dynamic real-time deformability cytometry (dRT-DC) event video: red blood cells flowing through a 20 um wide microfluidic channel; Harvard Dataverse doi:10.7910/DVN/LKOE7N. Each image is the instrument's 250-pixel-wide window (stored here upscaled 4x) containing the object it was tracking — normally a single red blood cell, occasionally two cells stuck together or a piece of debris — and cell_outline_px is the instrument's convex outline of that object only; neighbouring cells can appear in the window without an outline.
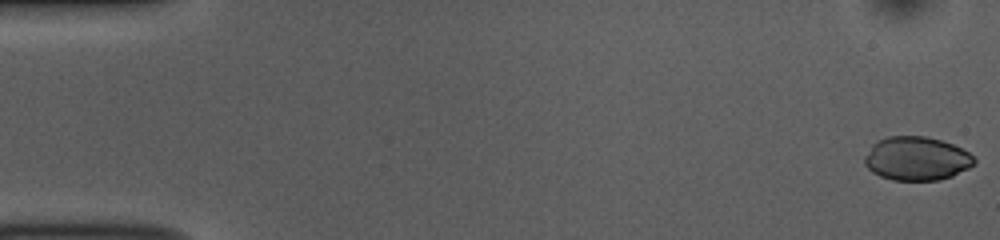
{"species": "common noctule bat (a hibernating species)", "species_latin": "Nyctalus noctula", "temperature_condition": "room temperature", "stored_images_in_passage": 52, "camera_frame_rate_fps": 3000, "um_per_image_px": 0.085, "animal": {"sex": "female", "body_mass_g": 10.0, "forearm_length_mm": 53.1}, "frame": {"image": 1, "passage_image": 1, "time_ms": 0.0, "image_size_px": [1000, 240], "cell_outline_px": [[976, 160], [968, 168], [952, 176], [940, 180], [892, 180], [880, 176], [872, 172], [864, 164], [864, 156], [872, 144], [876, 140], [888, 136], [924, 136], [940, 140], [952, 144], [968, 152]], "centroid_in_image_um": [77.86, 13.48], "position_along_channel_um": 7.1, "area_um2": 27.92}}
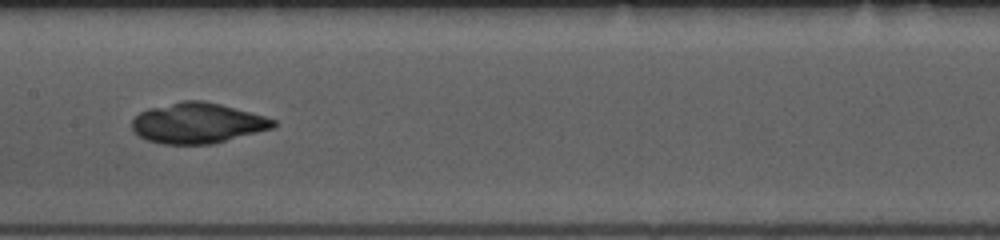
{"frame": {"image": 2, "passage_image": 26, "time_ms": 8.333, "image_size_px": [1000, 240], "cell_outline_px": [[276, 124], [272, 128], [212, 144], [160, 144], [144, 140], [132, 132], [132, 120], [140, 112], [148, 108], [184, 100], [204, 100], [220, 104], [264, 116], [276, 120]], "centroid_in_image_um": [16.73, 10.47], "position_along_channel_um": 190.7, "area_um2": 33.35}}
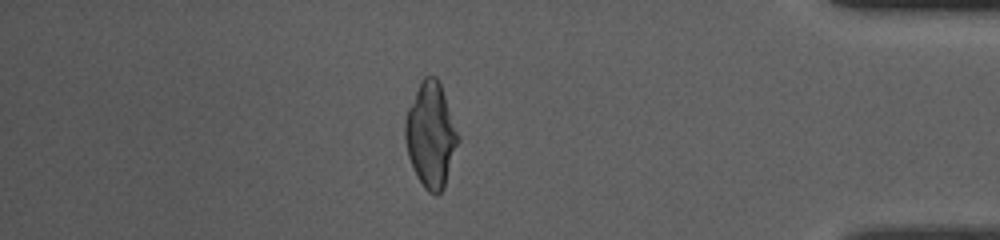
{"frame": {"image": 3, "passage_image": 45, "time_ms": 14.667, "image_size_px": [1000, 240], "cell_outline_px": [[460, 140], [444, 188], [436, 196], [428, 192], [424, 188], [416, 176], [408, 156], [404, 136], [404, 120], [408, 108], [420, 80], [424, 76], [436, 76], [440, 84], [460, 136]], "centroid_in_image_um": [36.61, 11.5], "position_along_channel_um": 398.6, "area_um2": 32.6}}